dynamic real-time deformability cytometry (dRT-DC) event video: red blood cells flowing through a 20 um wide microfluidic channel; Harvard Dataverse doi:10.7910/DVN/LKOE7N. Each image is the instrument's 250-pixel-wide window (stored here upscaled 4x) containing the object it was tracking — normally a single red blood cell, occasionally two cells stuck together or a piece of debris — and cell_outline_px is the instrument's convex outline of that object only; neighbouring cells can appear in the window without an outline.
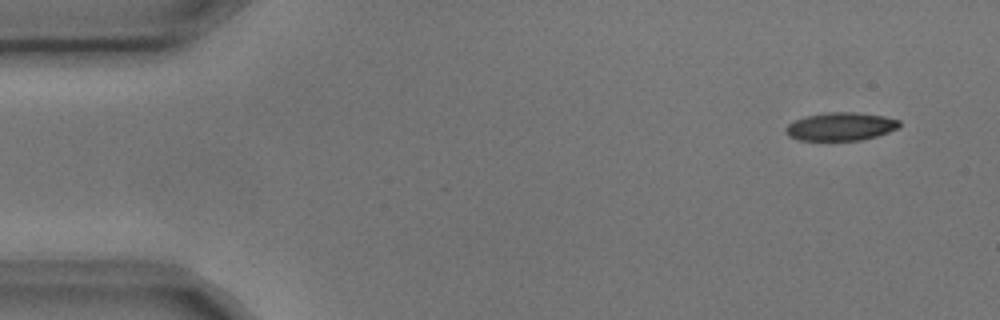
{"species": "common noctule bat (a hibernating species)", "species_latin": "Nyctalus noctula", "temperature_condition": "cold", "stored_images_in_passage": 4, "camera_frame_rate_fps": 3000, "um_per_image_px": 0.085, "animal": {"sex": "male", "body_mass_g": 17.9, "forearm_length_mm": 54.2}, "frame": {"image": 1, "passage_image": 1, "time_ms": 0.0, "image_size_px": [1000, 320], "cell_outline_px": [[900, 128], [876, 136], [860, 140], [796, 140], [788, 136], [784, 132], [784, 128], [788, 124], [804, 116], [824, 112], [856, 112], [884, 116], [900, 120]], "centroid_in_image_um": [71.43, 10.75], "position_along_channel_um": 13.6, "area_um2": 18.84}}
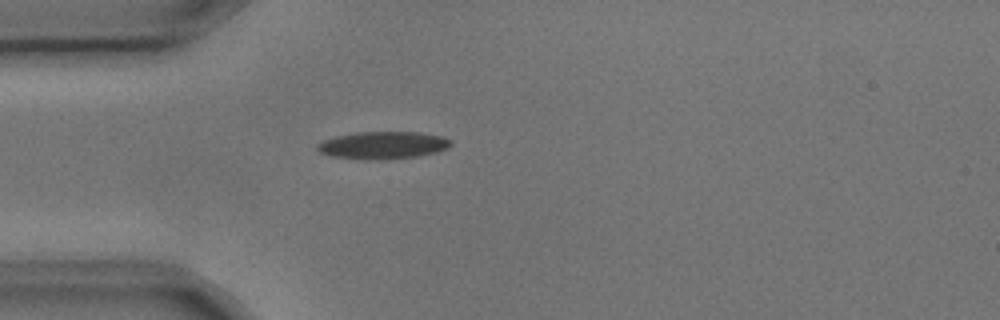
{"frame": {"image": 2, "passage_image": 4, "time_ms": 1.0, "image_size_px": [1000, 320], "cell_outline_px": [[452, 144], [448, 148], [436, 152], [416, 156], [380, 160], [368, 160], [332, 156], [320, 152], [316, 148], [316, 144], [324, 140], [336, 136], [356, 132], [420, 132], [444, 136], [452, 140]], "centroid_in_image_um": [32.57, 12.34], "position_along_channel_um": 52.4, "area_um2": 21.44}}